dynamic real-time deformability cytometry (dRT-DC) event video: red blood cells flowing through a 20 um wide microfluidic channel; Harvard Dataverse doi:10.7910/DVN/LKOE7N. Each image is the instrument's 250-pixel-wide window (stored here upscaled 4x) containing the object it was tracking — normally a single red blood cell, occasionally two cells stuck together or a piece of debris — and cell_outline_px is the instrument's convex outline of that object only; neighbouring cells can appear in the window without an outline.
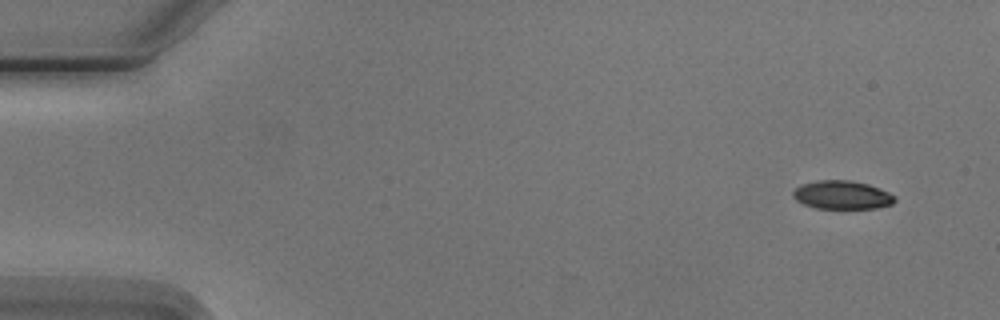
{"species": "Egyptian fruit bat (a non-hibernating species)", "species_latin": "Rousettus aegyptiacus", "temperature_condition": "cold", "stored_images_in_passage": 8, "camera_frame_rate_fps": 3000, "um_per_image_px": 0.085, "animal": {"sex": "male"}, "frame": {"image": 1, "passage_image": 1, "time_ms": 0.0, "image_size_px": [1000, 320], "cell_outline_px": [[896, 200], [892, 204], [876, 208], [816, 208], [804, 204], [796, 200], [792, 196], [792, 192], [800, 184], [816, 180], [848, 180], [868, 184], [880, 188], [896, 196]], "centroid_in_image_um": [71.57, 16.56], "position_along_channel_um": 13.4, "area_um2": 16.94}}
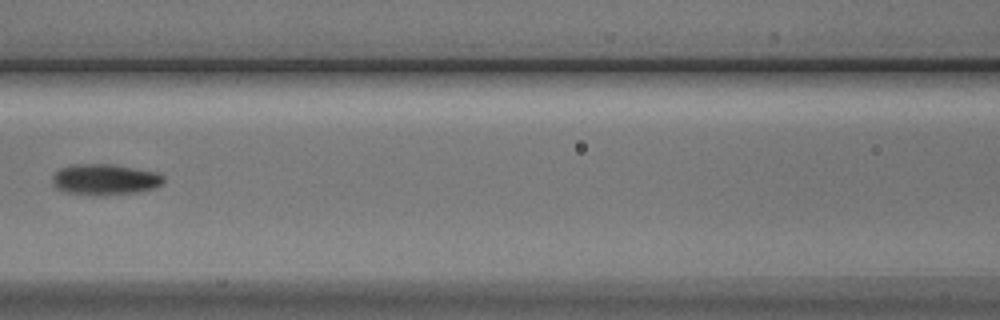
{"frame": {"image": 2, "passage_image": 7, "time_ms": 7.0, "image_size_px": [1000, 320], "cell_outline_px": [[164, 180], [160, 184], [152, 188], [136, 192], [104, 196], [92, 196], [64, 192], [56, 188], [52, 184], [52, 176], [60, 168], [72, 164], [112, 164], [156, 172], [164, 176]], "centroid_in_image_um": [8.85, 15.27], "position_along_channel_um": 157.7, "area_um2": 20.23}}
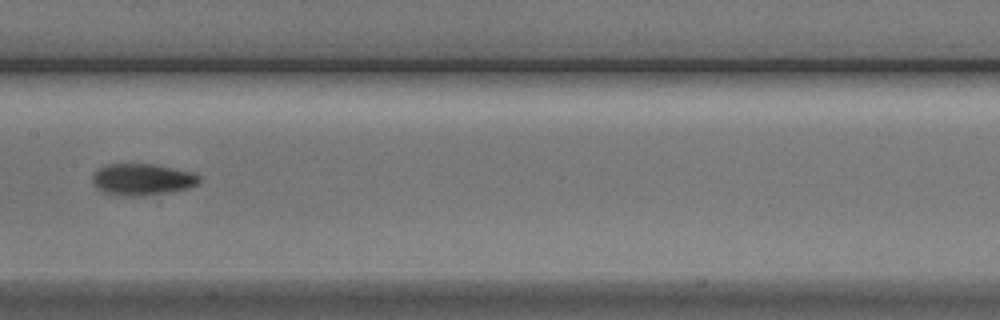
{"frame": {"image": 3, "passage_image": 8, "time_ms": 8.0, "image_size_px": [1000, 320], "cell_outline_px": [[200, 180], [196, 184], [188, 188], [168, 192], [144, 196], [132, 196], [104, 192], [96, 188], [92, 180], [92, 176], [100, 168], [108, 164], [152, 164], [192, 172], [200, 176]], "centroid_in_image_um": [12.09, 15.25], "position_along_channel_um": 195.3, "area_um2": 19.36}}